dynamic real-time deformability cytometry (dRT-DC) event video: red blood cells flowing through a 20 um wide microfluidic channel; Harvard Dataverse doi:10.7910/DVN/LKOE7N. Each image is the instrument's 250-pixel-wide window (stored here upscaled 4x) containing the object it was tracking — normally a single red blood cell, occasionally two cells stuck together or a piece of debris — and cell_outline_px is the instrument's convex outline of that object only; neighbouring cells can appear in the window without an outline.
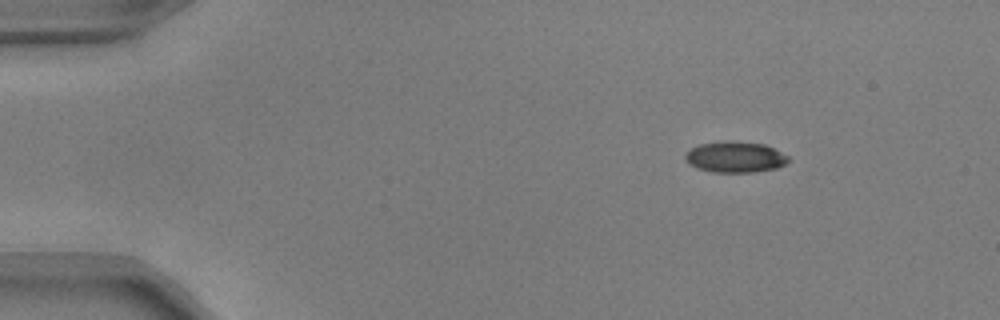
{"species": "common noctule bat (a hibernating species)", "species_latin": "Nyctalus noctula", "temperature_condition": "warm", "stored_images_in_passage": 44, "camera_frame_rate_fps": 3000, "um_per_image_px": 0.085, "animal": {"sex": "male", "body_mass_g": 17.9, "forearm_length_mm": 54.2}, "frame": {"image": 1, "passage_image": 1, "time_ms": 0.0, "image_size_px": [1000, 320], "cell_outline_px": [[788, 160], [784, 164], [776, 168], [752, 172], [712, 172], [696, 168], [688, 164], [684, 156], [692, 148], [700, 144], [724, 140], [732, 140], [764, 144], [788, 156]], "centroid_in_image_um": [62.45, 13.34], "position_along_channel_um": 22.6, "area_um2": 18.55}}
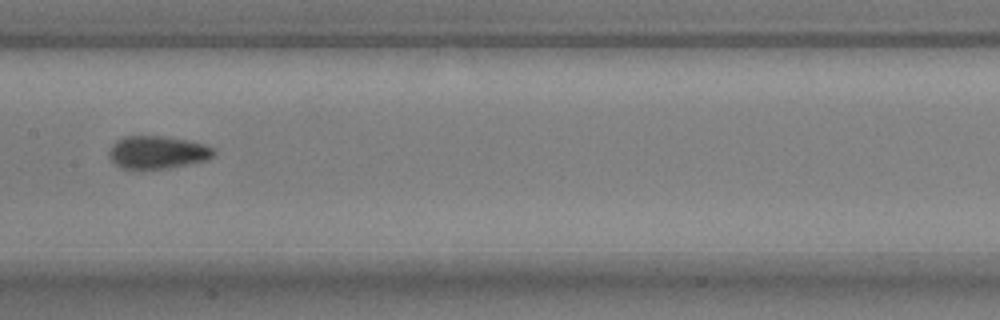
{"frame": {"image": 2, "passage_image": 21, "time_ms": 6.667, "image_size_px": [1000, 320], "cell_outline_px": [[216, 156], [208, 160], [188, 164], [164, 168], [120, 168], [108, 156], [108, 152], [112, 144], [116, 140], [124, 136], [164, 136], [204, 144], [216, 148]], "centroid_in_image_um": [13.41, 12.93], "position_along_channel_um": 194.0, "area_um2": 20.0}}
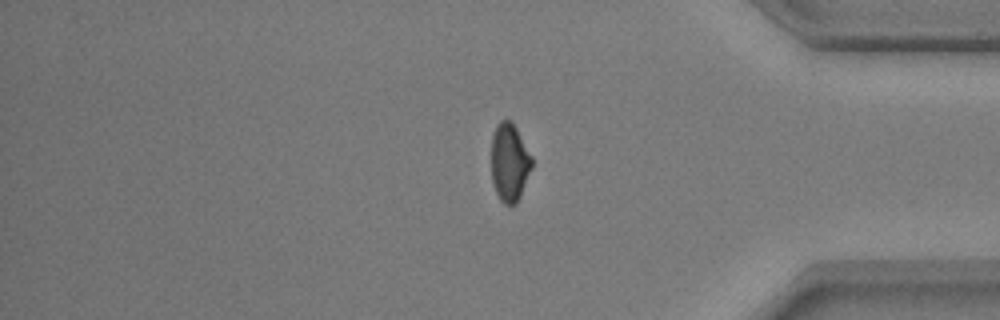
{"frame": {"image": 3, "passage_image": 38, "time_ms": 12.333, "image_size_px": [1000, 320], "cell_outline_px": [[532, 168], [520, 196], [516, 204], [504, 204], [500, 200], [496, 192], [492, 180], [492, 136], [496, 124], [500, 120], [512, 120], [532, 156]], "centroid_in_image_um": [43.31, 13.78], "position_along_channel_um": 391.9, "area_um2": 18.5}}